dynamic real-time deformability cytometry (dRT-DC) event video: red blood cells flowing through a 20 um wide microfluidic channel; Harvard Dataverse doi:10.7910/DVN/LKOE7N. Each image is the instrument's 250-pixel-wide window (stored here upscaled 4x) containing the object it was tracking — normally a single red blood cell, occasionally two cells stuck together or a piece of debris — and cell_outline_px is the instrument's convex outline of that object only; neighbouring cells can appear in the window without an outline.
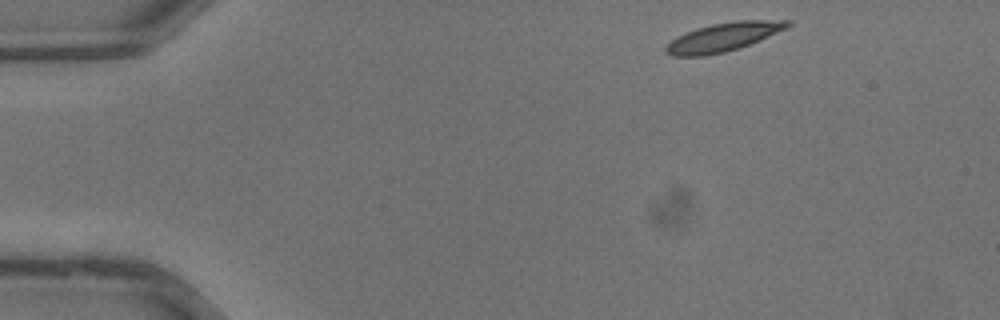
{"species": "common noctule bat (a hibernating species)", "species_latin": "Nyctalus noctula", "temperature_condition": "warm", "stored_images_in_passage": 33, "camera_frame_rate_fps": 3000, "um_per_image_px": 0.085, "animal": {"sex": "male", "body_mass_g": 13.3}, "frame": {"image": 1, "passage_image": 1, "time_ms": 0.0, "image_size_px": [1000, 320], "cell_outline_px": [[792, 24], [788, 28], [760, 40], [740, 48], [724, 52], [704, 56], [672, 56], [664, 52], [664, 48], [672, 40], [696, 28], [712, 24], [736, 20], [792, 20]], "centroid_in_image_um": [61.53, 3.15], "position_along_channel_um": 23.5, "area_um2": 20.29}}
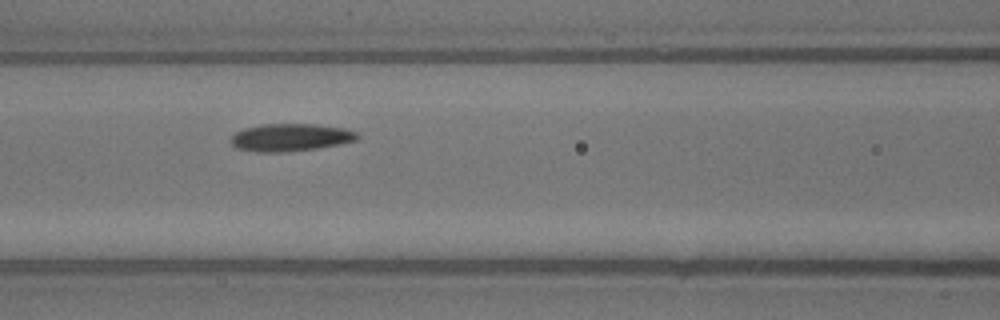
{"frame": {"image": 2, "passage_image": 12, "time_ms": 3.667, "image_size_px": [1000, 320], "cell_outline_px": [[360, 140], [340, 144], [316, 148], [284, 152], [256, 152], [236, 148], [232, 144], [232, 136], [236, 132], [244, 128], [260, 124], [316, 124], [344, 128], [356, 132], [360, 136]], "centroid_in_image_um": [24.72, 11.68], "position_along_channel_um": 141.9, "area_um2": 20.4}}
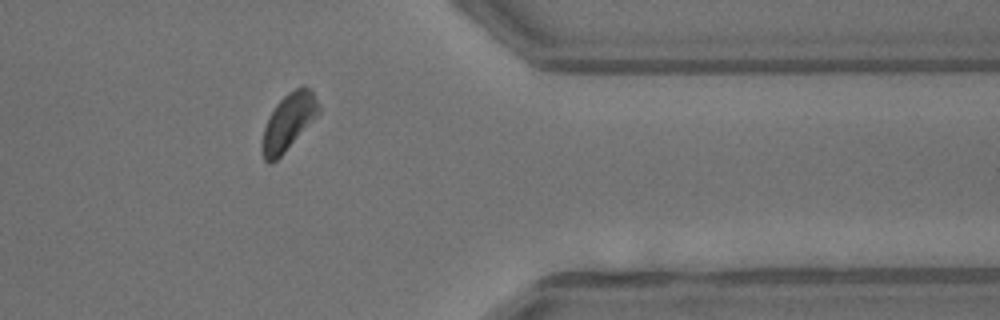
{"frame": {"image": 3, "passage_image": 26, "time_ms": 8.333, "image_size_px": [1000, 320], "cell_outline_px": [[320, 112], [284, 152], [272, 164], [268, 164], [264, 160], [260, 148], [260, 144], [264, 128], [268, 116], [276, 104], [288, 92], [300, 84], [304, 84], [312, 88], [320, 108]], "centroid_in_image_um": [24.5, 10.33], "position_along_channel_um": 386.9, "area_um2": 18.9}}